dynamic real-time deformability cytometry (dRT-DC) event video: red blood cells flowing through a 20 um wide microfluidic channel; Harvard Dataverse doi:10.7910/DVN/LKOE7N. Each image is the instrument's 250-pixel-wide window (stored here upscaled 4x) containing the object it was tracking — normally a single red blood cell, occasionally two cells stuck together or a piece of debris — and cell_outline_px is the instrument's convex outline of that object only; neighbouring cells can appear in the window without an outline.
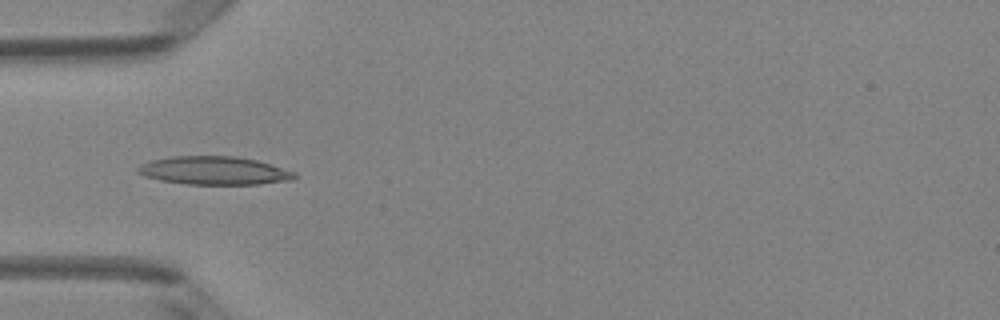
{"species": "Egyptian fruit bat (a non-hibernating species)", "species_latin": "Rousettus aegyptiacus", "temperature_condition": "room temperature", "stored_images_in_passage": 6, "camera_frame_rate_fps": 3000, "um_per_image_px": 0.085, "animal": {"sex": "female"}, "frame": {"image": 1, "passage_image": 5, "time_ms": 1.333, "image_size_px": [1000, 320], "cell_outline_px": [[296, 176], [292, 180], [260, 184], [184, 184], [160, 180], [144, 176], [136, 172], [136, 168], [140, 164], [152, 160], [172, 156], [236, 156], [256, 160], [296, 172]], "centroid_in_image_um": [18.17, 14.5], "position_along_channel_um": 66.8, "area_um2": 25.84}}
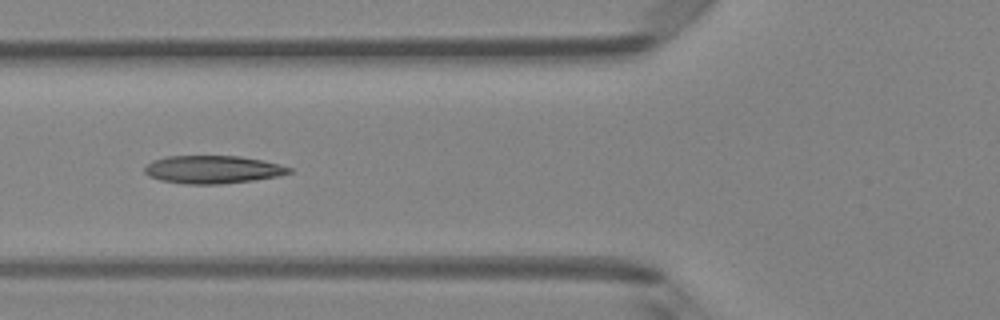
{"frame": {"image": 2, "passage_image": 6, "time_ms": 1.667, "image_size_px": [1000, 320], "cell_outline_px": [[292, 172], [276, 176], [252, 180], [220, 184], [184, 184], [160, 180], [148, 176], [144, 172], [144, 168], [152, 160], [168, 156], [240, 156], [264, 160], [280, 164], [292, 168]], "centroid_in_image_um": [18.06, 14.4], "position_along_channel_um": 107.7, "area_um2": 23.52}}